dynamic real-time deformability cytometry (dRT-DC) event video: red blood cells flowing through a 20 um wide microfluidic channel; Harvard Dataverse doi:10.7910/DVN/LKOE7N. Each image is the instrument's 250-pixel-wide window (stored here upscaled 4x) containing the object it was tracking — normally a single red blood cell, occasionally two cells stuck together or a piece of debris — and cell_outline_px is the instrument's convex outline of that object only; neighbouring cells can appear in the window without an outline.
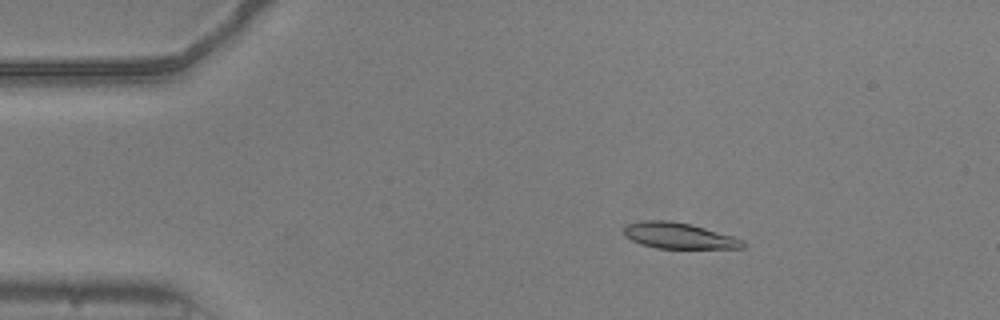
{"species": "common noctule bat (a hibernating species)", "species_latin": "Nyctalus noctula", "temperature_condition": "warm", "stored_images_in_passage": 54, "camera_frame_rate_fps": 3000, "um_per_image_px": 0.085, "animal": {"sex": "male", "body_mass_g": 20.5, "forearm_length_mm": 52.5}, "frame": {"image": 1, "passage_image": 9, "time_ms": 2.667, "image_size_px": [1000, 320], "cell_outline_px": [[744, 248], [656, 248], [640, 244], [624, 236], [624, 228], [628, 224], [644, 220], [668, 220], [692, 224], [732, 236], [744, 240]], "centroid_in_image_um": [57.68, 20.03], "position_along_channel_um": 27.3, "area_um2": 17.92}}
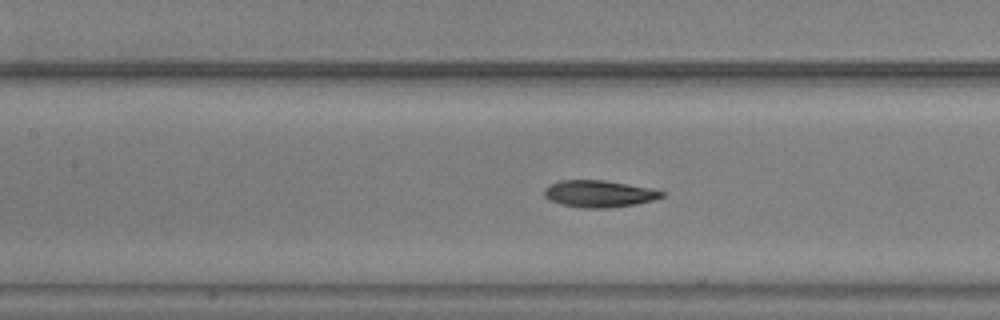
{"frame": {"image": 2, "passage_image": 24, "time_ms": 7.667, "image_size_px": [1000, 320], "cell_outline_px": [[664, 196], [652, 200], [636, 204], [604, 208], [584, 208], [564, 204], [548, 200], [544, 196], [544, 188], [560, 180], [604, 180], [652, 188], [664, 192]], "centroid_in_image_um": [50.92, 16.46], "position_along_channel_um": 156.5, "area_um2": 18.26}}
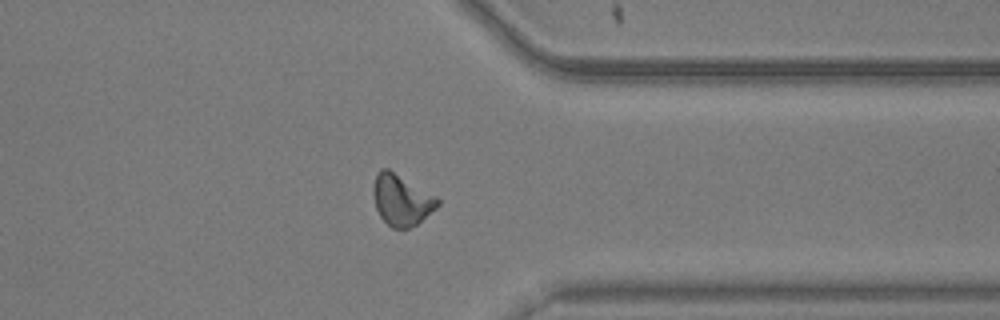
{"frame": {"image": 3, "passage_image": 42, "time_ms": 13.667, "image_size_px": [1000, 320], "cell_outline_px": [[440, 204], [436, 208], [416, 224], [408, 228], [392, 228], [380, 216], [376, 208], [372, 192], [372, 188], [376, 176], [380, 168], [388, 168], [436, 196], [440, 200]], "centroid_in_image_um": [34.11, 16.98], "position_along_channel_um": 377.3, "area_um2": 18.96}, "authors_computed_cell_mechanics": {"area_um2": 18.2648, "velocity_mm_per_s": 3.7759, "shape_relaxation_time_tau1_ms": 4.0356, "shape_relaxation_time_tau2_ms": 2.1819, "deformation_change_tau1": 0.1544, "deformation_change_tau2": 0.0804}}